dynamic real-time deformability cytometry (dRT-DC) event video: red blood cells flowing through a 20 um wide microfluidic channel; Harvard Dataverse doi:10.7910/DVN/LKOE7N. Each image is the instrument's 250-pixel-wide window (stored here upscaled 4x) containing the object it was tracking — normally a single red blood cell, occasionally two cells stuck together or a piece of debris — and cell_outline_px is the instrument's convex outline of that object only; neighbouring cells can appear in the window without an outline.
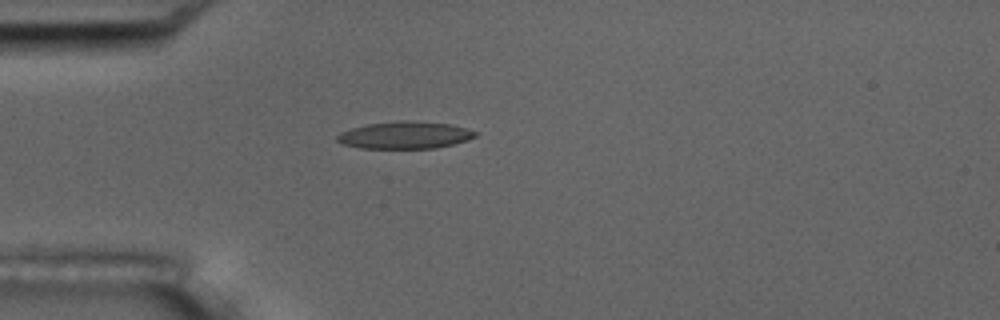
{"species": "common noctule bat (a hibernating species)", "species_latin": "Nyctalus noctula", "temperature_condition": "room temperature", "stored_images_in_passage": 2, "camera_frame_rate_fps": 3000, "um_per_image_px": 0.085, "animal": {"sex": "male", "body_mass_g": 17.5, "forearm_length_mm": 52.3}, "frame": {"image": 1, "passage_image": 1, "time_ms": 0.0, "image_size_px": [1000, 320], "cell_outline_px": [[480, 132], [476, 136], [468, 140], [456, 144], [436, 148], [360, 148], [344, 144], [336, 140], [336, 136], [340, 132], [352, 128], [368, 124], [404, 120], [448, 124]], "centroid_in_image_um": [34.44, 11.49], "position_along_channel_um": 50.6, "area_um2": 21.79}}